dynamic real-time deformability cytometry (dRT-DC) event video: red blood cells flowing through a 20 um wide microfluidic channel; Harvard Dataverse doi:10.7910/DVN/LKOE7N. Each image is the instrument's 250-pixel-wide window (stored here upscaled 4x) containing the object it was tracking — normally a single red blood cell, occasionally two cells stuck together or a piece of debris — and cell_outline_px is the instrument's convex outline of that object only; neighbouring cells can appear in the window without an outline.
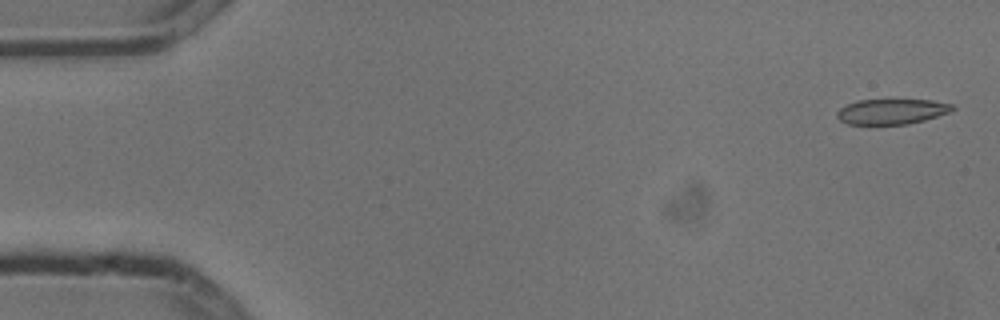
{"species": "common noctule bat (a hibernating species)", "species_latin": "Nyctalus noctula", "temperature_condition": "cold", "stored_images_in_passage": 7, "camera_frame_rate_fps": 3000, "um_per_image_px": 0.085, "animal": {"sex": "male", "body_mass_g": 13.3}, "frame": {"image": 1, "passage_image": 1, "time_ms": 0.0, "image_size_px": [1000, 320], "cell_outline_px": [[956, 108], [948, 112], [924, 120], [908, 124], [848, 124], [840, 120], [836, 116], [836, 112], [840, 108], [856, 100], [932, 100], [952, 104]], "centroid_in_image_um": [75.77, 9.47], "position_along_channel_um": 9.2, "area_um2": 16.88}}
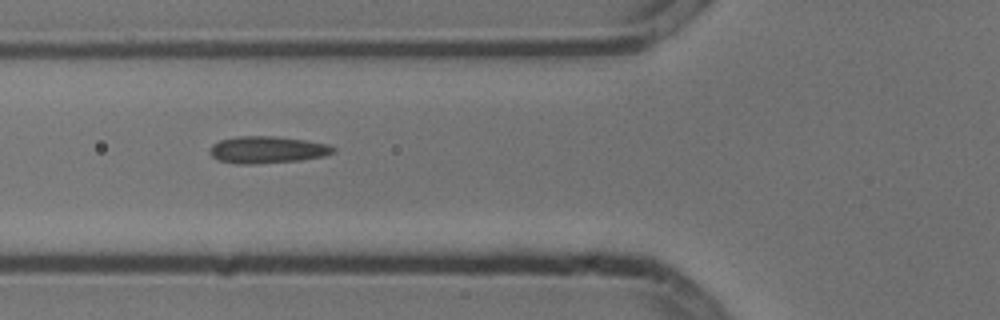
{"frame": {"image": 2, "passage_image": 6, "time_ms": 1.667, "image_size_px": [1000, 320], "cell_outline_px": [[336, 152], [324, 156], [300, 160], [252, 164], [236, 164], [220, 160], [212, 156], [208, 152], [208, 148], [212, 144], [220, 140], [236, 136], [272, 136], [304, 140], [328, 144], [336, 148]], "centroid_in_image_um": [22.7, 12.73], "position_along_channel_um": 103.1, "area_um2": 19.48}}
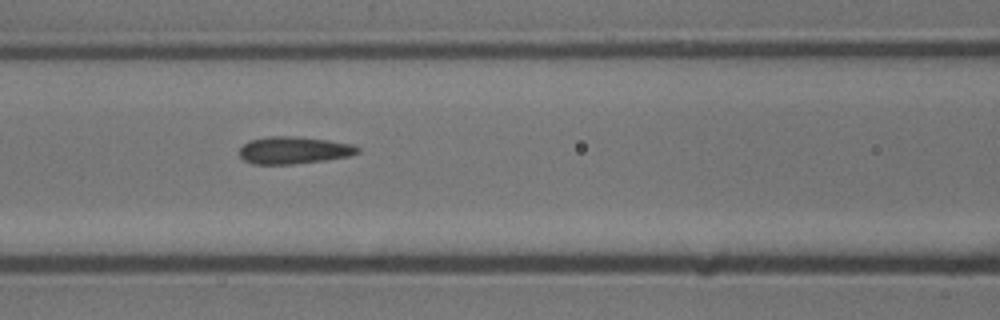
{"frame": {"image": 3, "passage_image": 7, "time_ms": 2.0, "image_size_px": [1000, 320], "cell_outline_px": [[360, 152], [348, 156], [324, 160], [292, 164], [252, 164], [244, 160], [240, 156], [240, 148], [248, 140], [268, 136], [296, 136], [328, 140], [352, 144], [360, 148]], "centroid_in_image_um": [24.96, 12.76], "position_along_channel_um": 141.6, "area_um2": 18.79}}